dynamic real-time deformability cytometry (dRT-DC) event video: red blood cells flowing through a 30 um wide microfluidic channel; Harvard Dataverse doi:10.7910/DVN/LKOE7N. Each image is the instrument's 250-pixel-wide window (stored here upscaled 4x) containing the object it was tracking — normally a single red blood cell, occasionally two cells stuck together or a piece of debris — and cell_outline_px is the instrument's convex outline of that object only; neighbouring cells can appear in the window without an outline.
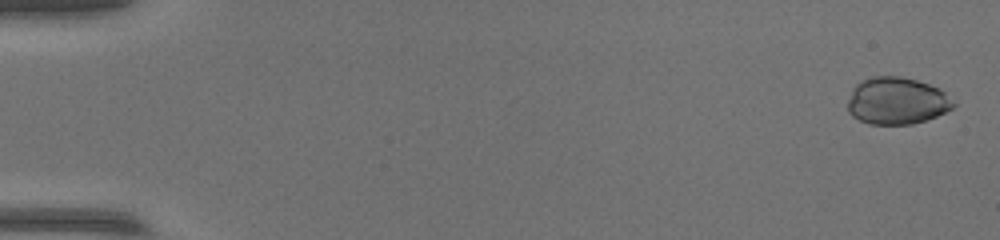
{"species": "common noctule bat (a hibernating species)", "species_latin": "Nyctalus noctula", "temperature_condition": "warm", "stored_images_in_passage": 50, "camera_frame_rate_fps": 3000, "um_per_image_px": 0.085, "animal": {"sex": "female", "body_mass_g": 17.0, "forearm_length_mm": 48.0}, "frame": {"image": 1, "passage_image": 2, "time_ms": 0.333, "image_size_px": [1000, 240], "cell_outline_px": [[956, 104], [952, 108], [936, 116], [912, 124], [868, 124], [852, 116], [848, 112], [848, 100], [852, 88], [856, 84], [872, 76], [900, 76], [916, 80], [940, 88]], "centroid_in_image_um": [76.2, 8.57], "position_along_channel_um": 8.8, "area_um2": 28.9}}
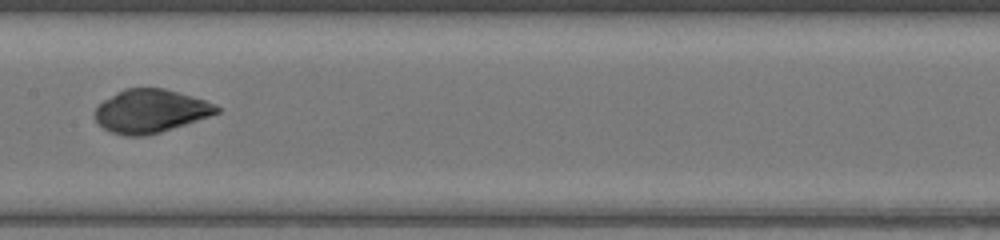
{"frame": {"image": 2, "passage_image": 29, "time_ms": 9.333, "image_size_px": [1000, 240], "cell_outline_px": [[220, 112], [160, 132], [144, 136], [124, 136], [112, 132], [104, 128], [96, 120], [92, 112], [104, 100], [124, 88], [164, 88], [192, 96], [216, 104], [220, 108]], "centroid_in_image_um": [12.77, 9.44], "position_along_channel_um": 194.6, "area_um2": 30.46}}
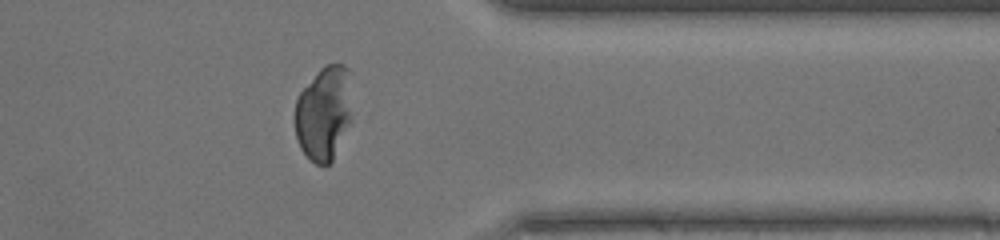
{"frame": {"image": 3, "passage_image": 44, "time_ms": 14.333, "image_size_px": [1000, 240], "cell_outline_px": [[348, 124], [332, 160], [324, 168], [316, 164], [300, 148], [296, 140], [292, 116], [296, 100], [300, 92], [316, 72], [324, 64], [344, 64], [348, 68]], "centroid_in_image_um": [27.41, 9.64], "position_along_channel_um": 384.0, "area_um2": 30.92}}